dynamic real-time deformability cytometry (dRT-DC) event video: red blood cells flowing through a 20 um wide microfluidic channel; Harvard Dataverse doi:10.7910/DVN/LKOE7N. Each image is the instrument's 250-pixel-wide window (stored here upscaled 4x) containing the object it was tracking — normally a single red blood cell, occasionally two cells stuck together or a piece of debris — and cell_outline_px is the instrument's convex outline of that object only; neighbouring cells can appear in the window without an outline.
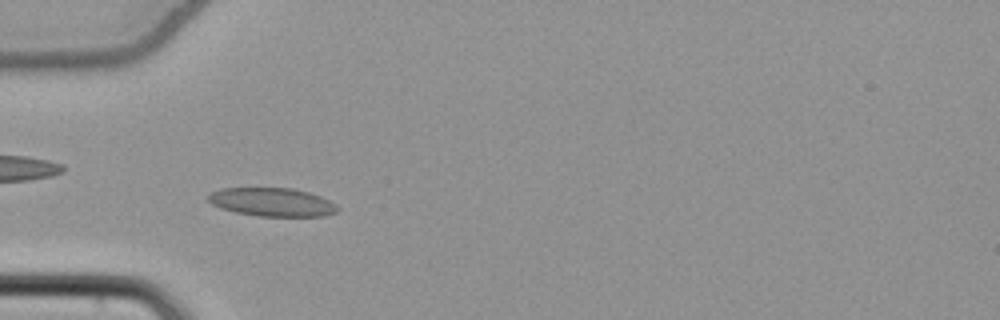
{"species": "common noctule bat (a hibernating species)", "species_latin": "Nyctalus noctula", "temperature_condition": "cold", "stored_images_in_passage": 52, "camera_frame_rate_fps": 3000, "um_per_image_px": 0.085, "animal": {"sex": "female", "body_mass_g": 22.7, "forearm_length_mm": 54.2}, "frame": {"image": 1, "passage_image": 15, "time_ms": 4.667, "image_size_px": [1000, 320], "cell_outline_px": [[340, 208], [336, 212], [324, 216], [256, 216], [236, 212], [220, 208], [212, 204], [208, 200], [208, 196], [212, 192], [220, 188], [292, 188], [308, 192], [320, 196], [336, 204]], "centroid_in_image_um": [23.13, 17.18], "position_along_channel_um": 61.9, "area_um2": 21.44}}
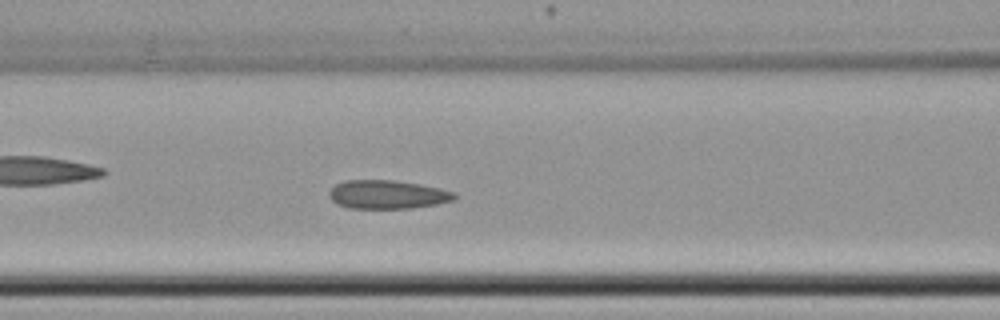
{"frame": {"image": 2, "passage_image": 21, "time_ms": 6.667, "image_size_px": [1000, 320], "cell_outline_px": [[456, 200], [436, 204], [412, 208], [348, 208], [336, 204], [328, 196], [328, 192], [336, 184], [344, 180], [392, 180], [420, 184], [440, 188], [456, 192]], "centroid_in_image_um": [32.93, 16.53], "position_along_channel_um": 133.7, "area_um2": 21.04}}
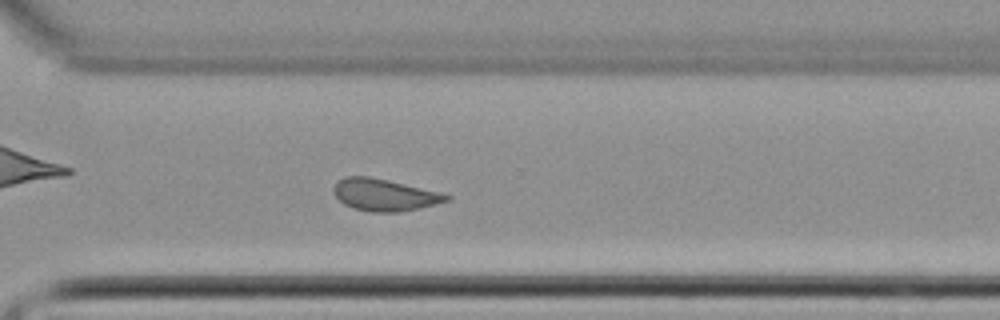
{"frame": {"image": 3, "passage_image": 37, "time_ms": 12.0, "image_size_px": [1000, 320], "cell_outline_px": [[452, 200], [420, 208], [400, 212], [372, 212], [352, 208], [344, 204], [332, 192], [332, 188], [336, 180], [344, 176], [368, 176], [440, 192], [452, 196]], "centroid_in_image_um": [32.65, 16.57], "position_along_channel_um": 337.9, "area_um2": 21.15}, "authors_computed_cell_mechanics": {"area_um2": 21.2126, "velocity_mm_per_s": 3.8244, "shape_relaxation_time_tau1_ms": null, "shape_relaxation_time_tau2_ms": 2.9285, "deformation_change_tau1": null, "deformation_change_tau2": 0.0885}}